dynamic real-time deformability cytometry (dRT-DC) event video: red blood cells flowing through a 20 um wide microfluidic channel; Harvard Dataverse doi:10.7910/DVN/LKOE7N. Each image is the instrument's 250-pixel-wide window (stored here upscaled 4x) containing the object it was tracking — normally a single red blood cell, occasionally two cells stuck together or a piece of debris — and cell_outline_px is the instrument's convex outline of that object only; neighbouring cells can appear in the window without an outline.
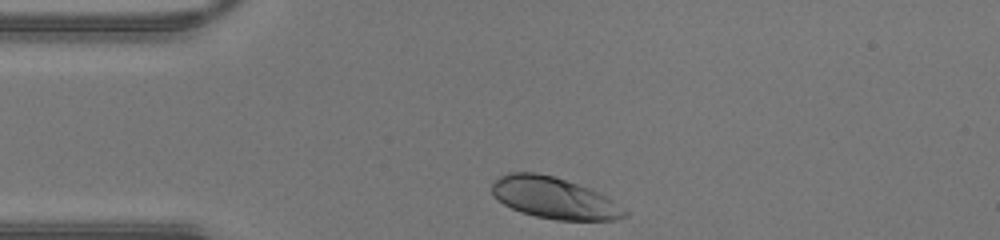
{"species": "human", "species_latin": "Homo sapiens", "temperature_condition": "warm", "stored_images_in_passage": 26, "camera_frame_rate_fps": 3000, "um_per_image_px": 0.085, "donor": {"sex": "male"}, "frame": {"image": 1, "passage_image": 1, "time_ms": 0.0, "image_size_px": [1000, 240], "cell_outline_px": [[628, 216], [616, 220], [556, 220], [536, 216], [520, 212], [496, 200], [492, 192], [492, 184], [500, 176], [508, 172], [536, 172], [552, 176], [588, 188], [608, 196], [628, 212]], "centroid_in_image_um": [47.1, 16.84], "position_along_channel_um": 37.9, "area_um2": 31.96}}
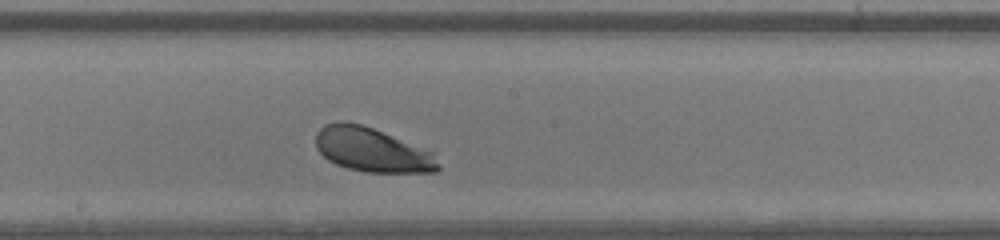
{"frame": {"image": 2, "passage_image": 15, "time_ms": 4.667, "image_size_px": [1000, 240], "cell_outline_px": [[440, 168], [436, 172], [364, 172], [348, 168], [336, 164], [328, 160], [316, 148], [316, 132], [324, 124], [336, 120], [344, 120], [360, 124], [436, 148], [440, 164]], "centroid_in_image_um": [31.76, 12.71], "position_along_channel_um": 216.4, "area_um2": 32.95}}
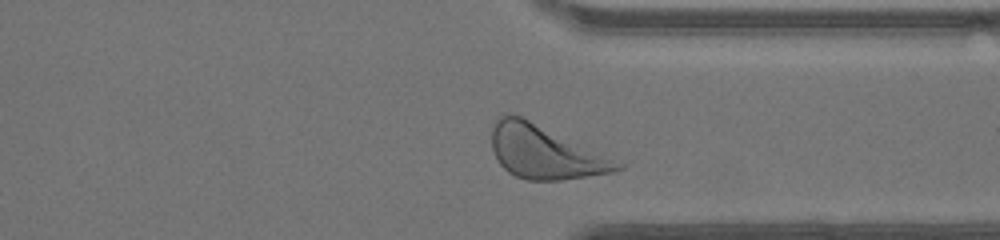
{"frame": {"image": 3, "passage_image": 25, "time_ms": 8.0, "image_size_px": [1000, 240], "cell_outline_px": [[624, 168], [616, 172], [560, 180], [524, 180], [508, 172], [496, 160], [492, 148], [492, 128], [496, 116], [508, 112], [520, 116], [624, 164]], "centroid_in_image_um": [46.25, 12.94], "position_along_channel_um": 365.1, "area_um2": 38.55}}